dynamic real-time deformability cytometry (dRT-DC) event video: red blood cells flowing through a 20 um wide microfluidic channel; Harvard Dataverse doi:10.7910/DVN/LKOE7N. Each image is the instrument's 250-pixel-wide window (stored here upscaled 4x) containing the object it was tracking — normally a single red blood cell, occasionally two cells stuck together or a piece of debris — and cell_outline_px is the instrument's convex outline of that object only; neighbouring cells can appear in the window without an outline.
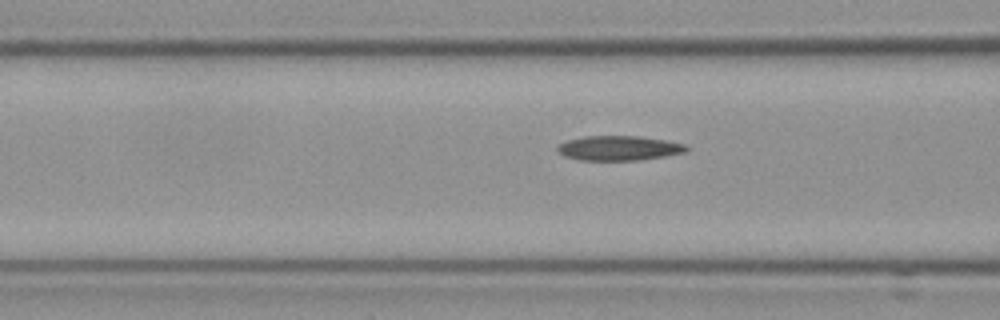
{"species": "Egyptian fruit bat (a non-hibernating species)", "species_latin": "Rousettus aegyptiacus", "temperature_condition": "cold", "stored_images_in_passage": 13, "camera_frame_rate_fps": 3000, "um_per_image_px": 0.085, "frame": {"image": 1, "passage_image": 11, "time_ms": 3.333, "image_size_px": [1000, 320], "cell_outline_px": [[688, 152], [664, 156], [636, 160], [580, 160], [564, 156], [556, 148], [556, 144], [568, 140], [584, 136], [640, 136], [668, 140], [684, 144], [688, 148]], "centroid_in_image_um": [52.6, 12.58], "position_along_channel_um": 114.0, "area_um2": 18.61}}